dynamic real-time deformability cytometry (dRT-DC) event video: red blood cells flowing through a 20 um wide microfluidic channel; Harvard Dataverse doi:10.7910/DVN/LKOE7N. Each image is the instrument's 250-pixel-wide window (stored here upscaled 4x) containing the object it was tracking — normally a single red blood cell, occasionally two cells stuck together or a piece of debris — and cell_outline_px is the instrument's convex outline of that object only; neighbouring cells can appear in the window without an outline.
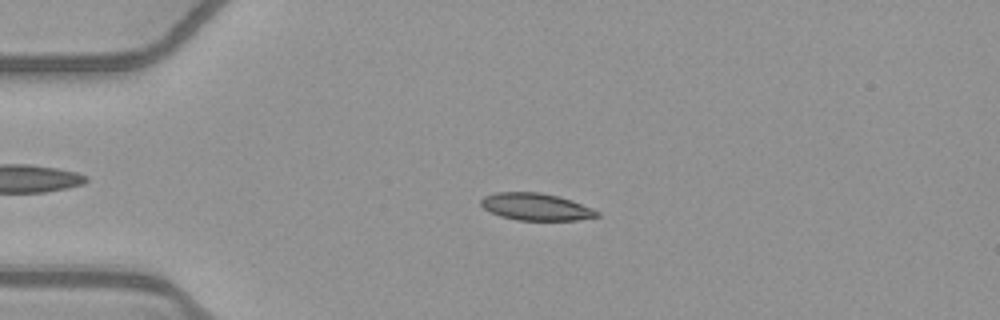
{"species": "common noctule bat (a hibernating species)", "species_latin": "Nyctalus noctula", "temperature_condition": "warm", "stored_images_in_passage": 52, "camera_frame_rate_fps": 3000, "um_per_image_px": 0.085, "animal": {"sex": "female", "body_mass_g": 21.9}, "frame": {"image": 1, "passage_image": 12, "time_ms": 3.667, "image_size_px": [1000, 320], "cell_outline_px": [[600, 216], [576, 220], [516, 220], [500, 216], [484, 208], [480, 204], [480, 200], [484, 196], [496, 192], [540, 192], [572, 200], [592, 208], [600, 212]], "centroid_in_image_um": [45.55, 17.58], "position_along_channel_um": 39.4, "area_um2": 18.32}}
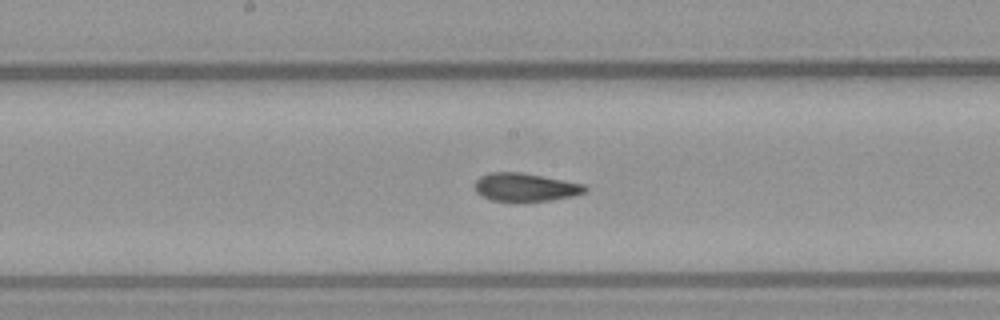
{"frame": {"image": 2, "passage_image": 27, "time_ms": 8.667, "image_size_px": [1000, 320], "cell_outline_px": [[588, 188], [584, 192], [572, 196], [552, 200], [524, 204], [520, 204], [492, 200], [476, 192], [472, 184], [480, 176], [488, 172], [520, 172], [584, 184]], "centroid_in_image_um": [44.6, 15.95], "position_along_channel_um": 203.6, "area_um2": 18.73}}
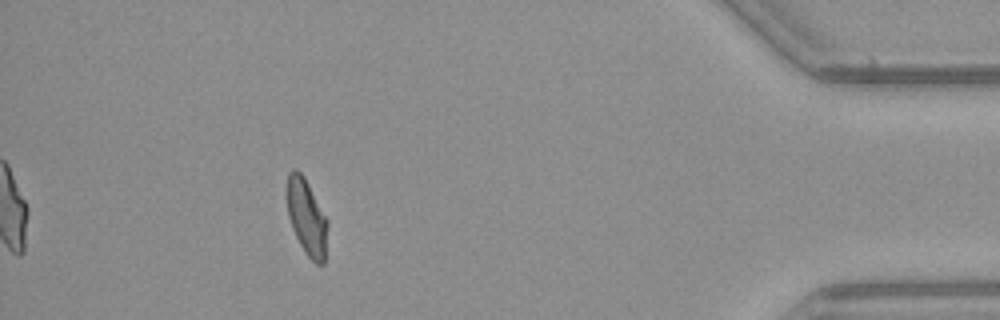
{"frame": {"image": 3, "passage_image": 47, "time_ms": 15.333, "image_size_px": [1000, 320], "cell_outline_px": [[328, 224], [324, 264], [316, 264], [304, 252], [292, 228], [288, 216], [284, 196], [288, 172], [292, 168], [296, 168], [304, 176], [328, 220]], "centroid_in_image_um": [26.02, 18.4], "position_along_channel_um": 409.2, "area_um2": 18.5}, "authors_computed_cell_mechanics": {"area_um2": 18.2937, "velocity_mm_per_s": 3.9177, "shape_relaxation_time_tau1_ms": 4.4586, "shape_relaxation_time_tau2_ms": 1.5673, "deformation_change_tau1": 0.1627, "deformation_change_tau2": 0.0708}}